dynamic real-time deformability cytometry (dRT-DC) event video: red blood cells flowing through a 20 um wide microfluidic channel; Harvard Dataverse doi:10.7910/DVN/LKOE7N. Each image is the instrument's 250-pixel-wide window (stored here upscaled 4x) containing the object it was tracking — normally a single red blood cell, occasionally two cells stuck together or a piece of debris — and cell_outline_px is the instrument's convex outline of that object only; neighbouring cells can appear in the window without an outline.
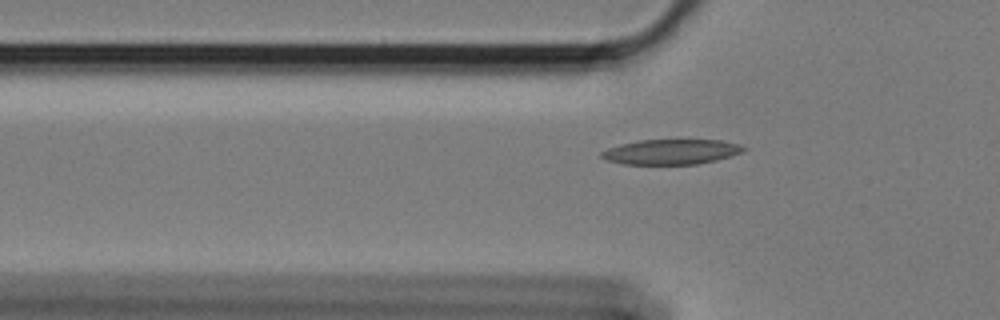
{"species": "Egyptian fruit bat (a non-hibernating species)", "species_latin": "Rousettus aegyptiacus", "temperature_condition": "cold", "stored_images_in_passage": 40, "camera_frame_rate_fps": 3000, "um_per_image_px": 0.085, "animal": {"sex": "female"}, "frame": {"image": 1, "passage_image": 5, "time_ms": 1.333, "image_size_px": [1000, 320], "cell_outline_px": [[748, 148], [744, 152], [716, 160], [696, 164], [624, 164], [608, 160], [600, 156], [600, 152], [608, 148], [620, 144], [640, 140], [720, 140], [740, 144]], "centroid_in_image_um": [57.08, 12.9], "position_along_channel_um": 68.7, "area_um2": 20.75}}
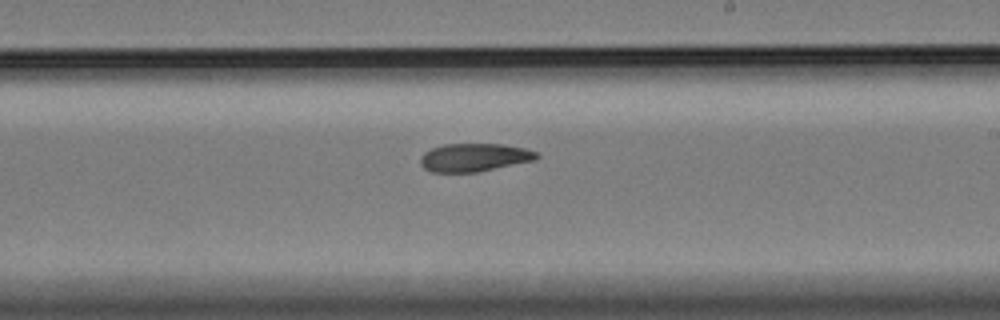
{"frame": {"image": 2, "passage_image": 21, "time_ms": 6.667, "image_size_px": [1000, 320], "cell_outline_px": [[540, 156], [536, 160], [480, 172], [432, 172], [424, 168], [420, 164], [420, 156], [424, 152], [432, 148], [444, 144], [504, 144], [528, 148], [540, 152]], "centroid_in_image_um": [40.37, 13.38], "position_along_channel_um": 248.6, "area_um2": 19.48}}
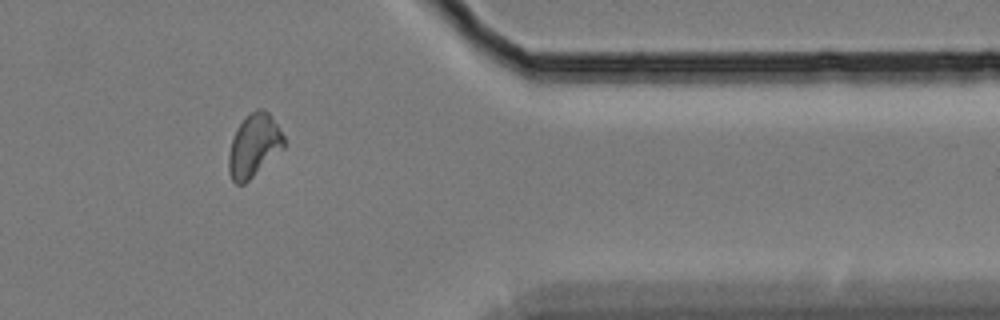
{"frame": {"image": 3, "passage_image": 35, "time_ms": 11.333, "image_size_px": [1000, 320], "cell_outline_px": [[284, 148], [244, 184], [236, 184], [232, 180], [228, 172], [228, 156], [232, 140], [244, 116], [256, 108], [264, 108], [272, 116], [284, 136]], "centroid_in_image_um": [21.58, 12.35], "position_along_channel_um": 389.8, "area_um2": 20.23}, "authors_computed_cell_mechanics": {"area_um2": 19.8254, "velocity_mm_per_s": 3.3701, "shape_relaxation_time_tau1_ms": null, "shape_relaxation_time_tau2_ms": 9.8353, "deformation_change_tau1": null, "deformation_change_tau2": 0.1498}}